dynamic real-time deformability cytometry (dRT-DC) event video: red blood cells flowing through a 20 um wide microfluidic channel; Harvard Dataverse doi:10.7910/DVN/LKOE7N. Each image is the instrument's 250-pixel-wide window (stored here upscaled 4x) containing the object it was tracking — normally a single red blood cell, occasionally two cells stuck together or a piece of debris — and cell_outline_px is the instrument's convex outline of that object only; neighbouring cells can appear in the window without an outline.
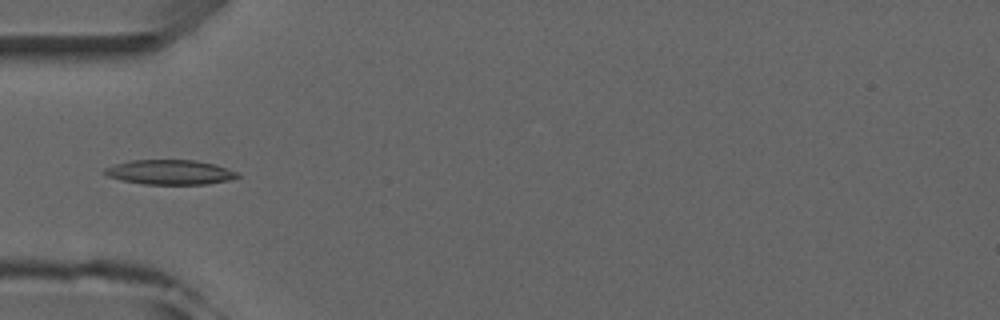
{"species": "common noctule bat (a hibernating species)", "species_latin": "Nyctalus noctula", "temperature_condition": "room temperature", "stored_images_in_passage": 4, "camera_frame_rate_fps": 3000, "um_per_image_px": 0.085, "animal": {"sex": "male", "forearm_length_mm": 52.5}, "frame": {"image": 1, "passage_image": 4, "time_ms": 4.0, "image_size_px": [1000, 320], "cell_outline_px": [[240, 176], [228, 180], [208, 184], [144, 184], [120, 180], [108, 176], [104, 172], [104, 168], [128, 160], [196, 160], [216, 164], [236, 172]], "centroid_in_image_um": [14.43, 14.63], "position_along_channel_um": 70.6, "area_um2": 19.07}}